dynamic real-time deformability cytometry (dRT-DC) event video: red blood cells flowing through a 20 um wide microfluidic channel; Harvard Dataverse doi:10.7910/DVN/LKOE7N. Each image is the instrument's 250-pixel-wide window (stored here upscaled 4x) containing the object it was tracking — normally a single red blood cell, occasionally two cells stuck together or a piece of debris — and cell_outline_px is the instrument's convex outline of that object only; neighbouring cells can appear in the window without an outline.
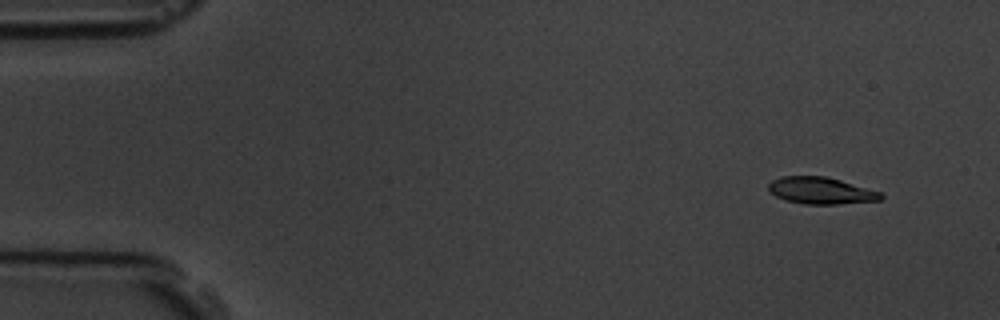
{"species": "common noctule bat (a hibernating species)", "species_latin": "Nyctalus noctula", "temperature_condition": "room temperature", "stored_images_in_passage": 9, "camera_frame_rate_fps": 3000, "um_per_image_px": 0.085, "animal": {"sex": "male", "body_mass_g": 19.5, "forearm_length_mm": 54.6}, "frame": {"image": 1, "passage_image": 2, "time_ms": 1.0, "image_size_px": [1000, 320], "cell_outline_px": [[884, 196], [880, 200], [836, 204], [804, 204], [784, 200], [768, 192], [768, 184], [772, 180], [780, 176], [824, 176], [840, 180], [880, 192]], "centroid_in_image_um": [69.71, 16.2], "position_along_channel_um": 15.3, "area_um2": 17.51}}
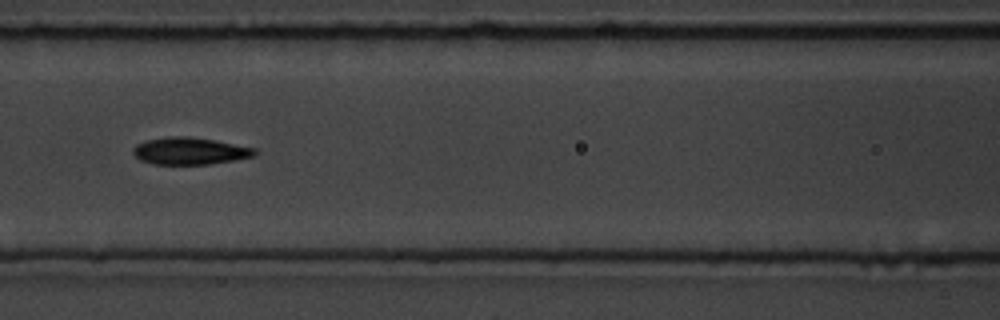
{"frame": {"image": 2, "passage_image": 7, "time_ms": 7.667, "image_size_px": [1000, 320], "cell_outline_px": [[256, 156], [208, 164], [152, 164], [140, 160], [132, 152], [132, 148], [136, 144], [148, 140], [168, 136], [188, 136], [216, 140], [256, 148]], "centroid_in_image_um": [16.13, 12.83], "position_along_channel_um": 150.5, "area_um2": 19.25}}
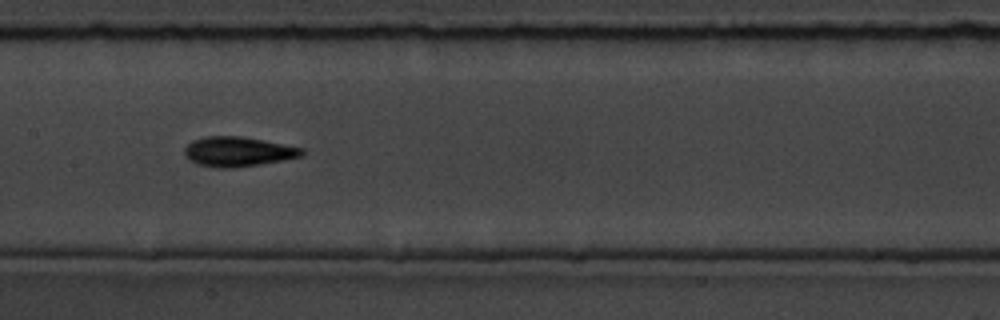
{"frame": {"image": 3, "passage_image": 8, "time_ms": 8.667, "image_size_px": [1000, 320], "cell_outline_px": [[304, 152], [300, 156], [284, 160], [260, 164], [232, 168], [216, 168], [196, 164], [188, 160], [184, 156], [184, 148], [192, 140], [208, 136], [240, 136], [304, 148]], "centroid_in_image_um": [20.17, 12.9], "position_along_channel_um": 187.2, "area_um2": 20.35}}